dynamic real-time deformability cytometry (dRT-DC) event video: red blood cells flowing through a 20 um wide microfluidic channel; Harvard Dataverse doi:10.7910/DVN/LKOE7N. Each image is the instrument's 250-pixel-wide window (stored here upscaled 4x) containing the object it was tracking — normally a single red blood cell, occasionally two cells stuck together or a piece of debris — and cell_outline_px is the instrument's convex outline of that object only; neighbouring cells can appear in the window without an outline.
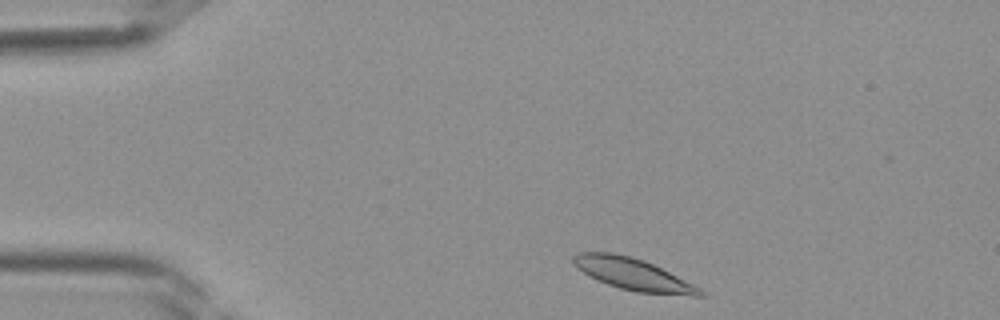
{"species": "Egyptian fruit bat (a non-hibernating species)", "species_latin": "Rousettus aegyptiacus", "temperature_condition": "room temperature", "stored_images_in_passage": 34, "camera_frame_rate_fps": 3000, "um_per_image_px": 0.085, "frame": {"image": 1, "passage_image": 1, "time_ms": 0.0, "image_size_px": [1000, 320], "cell_outline_px": [[704, 296], [692, 296], [636, 292], [620, 288], [596, 280], [588, 276], [576, 268], [572, 264], [572, 256], [576, 252], [612, 252], [632, 256], [644, 260], [700, 288], [704, 292]], "centroid_in_image_um": [53.73, 23.3], "position_along_channel_um": 31.3, "area_um2": 23.52}}
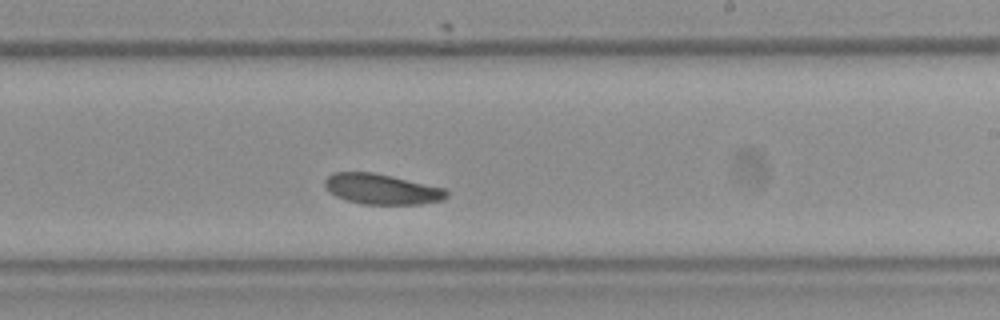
{"frame": {"image": 2, "passage_image": 18, "time_ms": 5.667, "image_size_px": [1000, 320], "cell_outline_px": [[448, 196], [444, 200], [420, 204], [364, 204], [348, 200], [336, 196], [324, 188], [324, 180], [332, 172], [372, 172], [444, 188], [448, 192]], "centroid_in_image_um": [32.43, 16.07], "position_along_channel_um": 256.6, "area_um2": 21.44}}
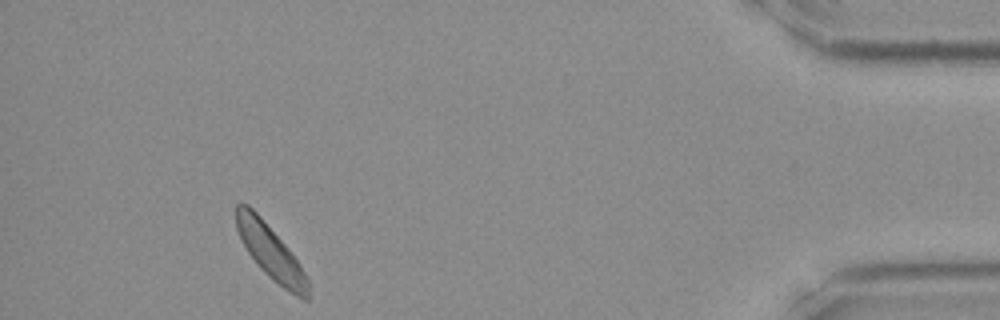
{"frame": {"image": 3, "passage_image": 31, "time_ms": 10.0, "image_size_px": [1000, 320], "cell_outline_px": [[308, 300], [304, 300], [288, 292], [272, 280], [256, 264], [248, 252], [236, 228], [236, 204], [248, 204], [260, 216], [288, 248], [300, 264], [308, 280]], "centroid_in_image_um": [23.0, 21.45], "position_along_channel_um": 412.2, "area_um2": 22.37}}